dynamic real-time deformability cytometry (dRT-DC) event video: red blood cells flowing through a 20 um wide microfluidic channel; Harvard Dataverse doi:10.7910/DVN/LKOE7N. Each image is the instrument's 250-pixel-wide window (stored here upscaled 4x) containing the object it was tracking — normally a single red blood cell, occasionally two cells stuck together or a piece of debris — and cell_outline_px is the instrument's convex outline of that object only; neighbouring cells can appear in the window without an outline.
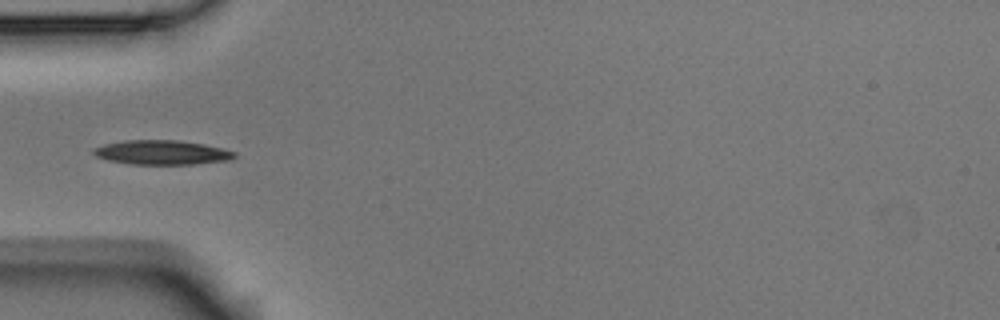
{"species": "Egyptian fruit bat (a non-hibernating species)", "species_latin": "Rousettus aegyptiacus", "temperature_condition": "room temperature", "stored_images_in_passage": 6, "camera_frame_rate_fps": 3000, "um_per_image_px": 0.085, "animal": {"sex": "male"}, "frame": {"image": 1, "passage_image": 3, "time_ms": 0.667, "image_size_px": [1000, 320], "cell_outline_px": [[236, 156], [228, 160], [196, 164], [132, 164], [108, 160], [96, 156], [92, 152], [92, 148], [104, 144], [124, 140], [176, 140], [204, 144], [236, 152]], "centroid_in_image_um": [13.73, 12.95], "position_along_channel_um": 71.3, "area_um2": 19.94}}
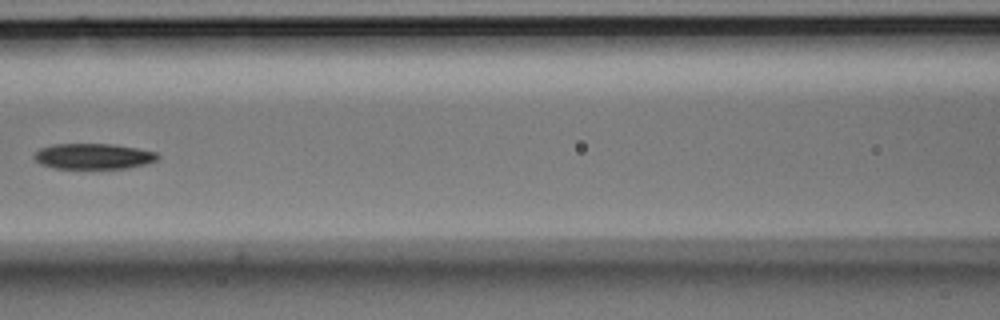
{"frame": {"image": 2, "passage_image": 5, "time_ms": 1.333, "image_size_px": [1000, 320], "cell_outline_px": [[160, 156], [156, 160], [144, 164], [128, 168], [56, 168], [40, 164], [32, 156], [40, 148], [52, 144], [112, 144], [136, 148], [156, 152]], "centroid_in_image_um": [7.92, 13.28], "position_along_channel_um": 158.7, "area_um2": 18.32}}
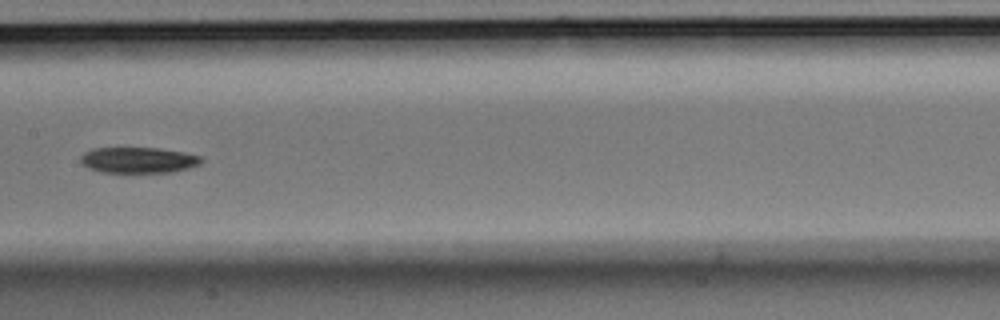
{"frame": {"image": 3, "passage_image": 6, "time_ms": 1.667, "image_size_px": [1000, 320], "cell_outline_px": [[204, 160], [200, 164], [188, 168], [172, 172], [104, 172], [88, 168], [80, 164], [80, 156], [84, 152], [92, 148], [160, 148], [184, 152], [200, 156]], "centroid_in_image_um": [11.74, 13.6], "position_along_channel_um": 195.7, "area_um2": 18.26}}